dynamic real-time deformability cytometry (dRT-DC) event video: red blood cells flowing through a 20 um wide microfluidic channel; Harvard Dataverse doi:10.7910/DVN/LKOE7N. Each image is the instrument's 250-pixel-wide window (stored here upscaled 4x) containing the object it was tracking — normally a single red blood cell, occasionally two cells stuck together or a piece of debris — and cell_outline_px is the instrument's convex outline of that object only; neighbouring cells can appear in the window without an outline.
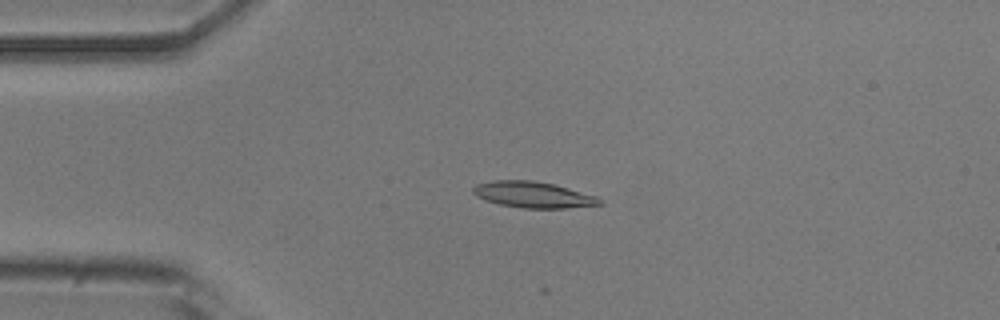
{"species": "common noctule bat (a hibernating species)", "species_latin": "Nyctalus noctula", "temperature_condition": "room temperature", "stored_images_in_passage": 5, "camera_frame_rate_fps": 3000, "um_per_image_px": 0.085, "animal": {"sex": "male", "body_mass_g": 20.5, "forearm_length_mm": 52.5}, "frame": {"image": 1, "passage_image": 4, "time_ms": 1.0, "image_size_px": [1000, 320], "cell_outline_px": [[604, 204], [564, 208], [524, 208], [500, 204], [476, 196], [472, 192], [472, 188], [476, 184], [496, 180], [532, 180], [556, 184], [596, 196], [604, 200]], "centroid_in_image_um": [45.36, 16.54], "position_along_channel_um": 39.6, "area_um2": 19.25}}